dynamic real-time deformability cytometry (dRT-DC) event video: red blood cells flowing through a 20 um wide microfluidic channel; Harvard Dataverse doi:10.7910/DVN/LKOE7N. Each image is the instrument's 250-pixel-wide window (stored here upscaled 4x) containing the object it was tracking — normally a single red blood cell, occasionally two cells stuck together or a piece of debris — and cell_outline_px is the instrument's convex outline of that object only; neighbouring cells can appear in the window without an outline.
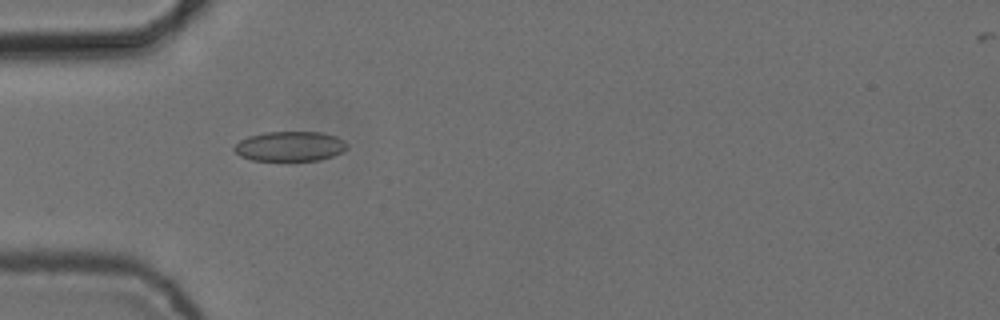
{"species": "common noctule bat (a hibernating species)", "species_latin": "Nyctalus noctula", "temperature_condition": "cold", "stored_images_in_passage": 10, "camera_frame_rate_fps": 3000, "um_per_image_px": 0.085, "animal": {"sex": "female", "body_mass_g": 24.6, "forearm_length_mm": 56.2}, "frame": {"image": 1, "passage_image": 5, "time_ms": 1.333, "image_size_px": [1000, 320], "cell_outline_px": [[348, 148], [344, 152], [320, 160], [252, 160], [240, 156], [232, 148], [240, 140], [248, 136], [264, 132], [324, 132], [336, 136], [344, 140], [348, 144]], "centroid_in_image_um": [24.68, 12.43], "position_along_channel_um": 60.3, "area_um2": 19.77}}
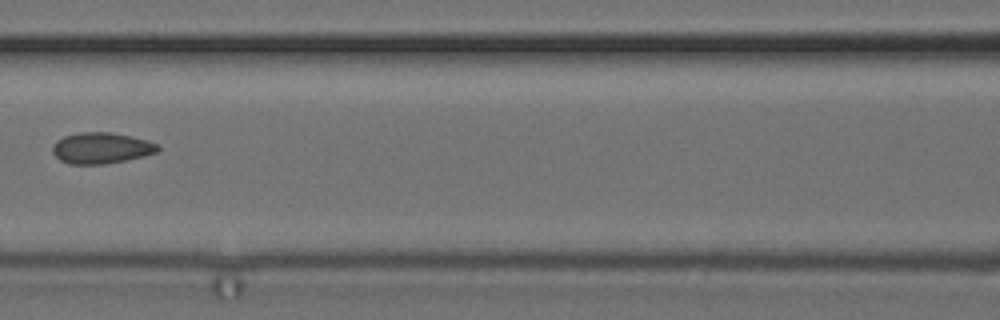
{"frame": {"image": 2, "passage_image": 7, "time_ms": 2.0, "image_size_px": [1000, 320], "cell_outline_px": [[160, 148], [156, 152], [144, 156], [104, 164], [68, 164], [60, 160], [52, 152], [52, 148], [56, 140], [64, 136], [80, 132], [112, 132], [132, 136], [148, 140], [156, 144]], "centroid_in_image_um": [8.59, 12.57], "position_along_channel_um": 158.0, "area_um2": 19.07}}
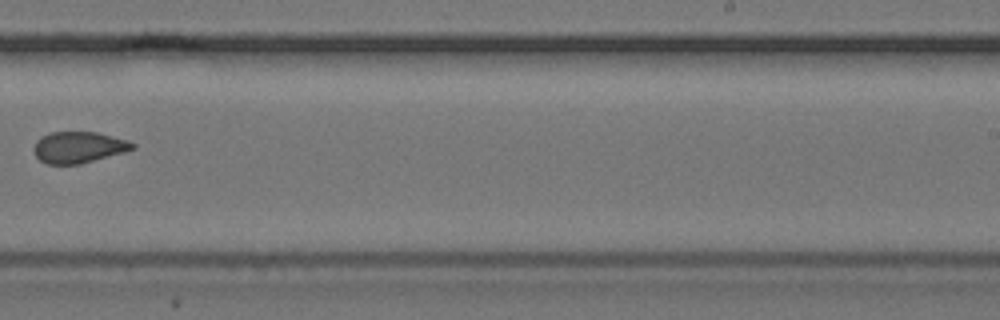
{"frame": {"image": 3, "passage_image": 10, "time_ms": 3.0, "image_size_px": [1000, 320], "cell_outline_px": [[136, 148], [124, 152], [80, 164], [48, 164], [40, 160], [36, 156], [32, 148], [36, 140], [52, 132], [96, 132], [128, 140], [136, 144]], "centroid_in_image_um": [6.69, 12.52], "position_along_channel_um": 282.3, "area_um2": 17.98}}